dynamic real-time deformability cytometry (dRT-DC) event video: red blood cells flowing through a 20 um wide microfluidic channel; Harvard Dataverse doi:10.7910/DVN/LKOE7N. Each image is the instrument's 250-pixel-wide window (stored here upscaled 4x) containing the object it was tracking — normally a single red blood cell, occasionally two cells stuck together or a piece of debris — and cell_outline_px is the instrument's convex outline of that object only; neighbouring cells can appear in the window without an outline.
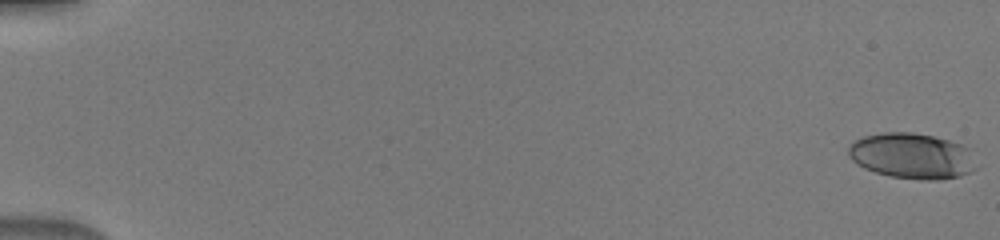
{"species": "human", "species_latin": "Homo sapiens", "temperature_condition": "warm", "stored_images_in_passage": 51, "camera_frame_rate_fps": 3000, "um_per_image_px": 0.085, "donor": {"sex": "male"}, "frame": {"image": 1, "passage_image": 1, "time_ms": 0.0, "image_size_px": [1000, 240], "cell_outline_px": [[976, 168], [960, 176], [940, 180], [920, 180], [888, 176], [864, 168], [856, 164], [848, 156], [848, 144], [864, 136], [884, 132], [912, 132], [932, 136], [948, 140], [976, 148]], "centroid_in_image_um": [77.57, 13.25], "position_along_channel_um": 7.4, "area_um2": 34.74}}
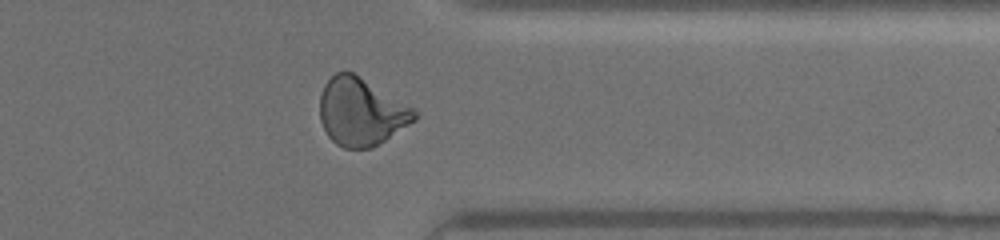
{"frame": {"image": 2, "passage_image": 42, "time_ms": 13.667, "image_size_px": [1000, 240], "cell_outline_px": [[420, 116], [416, 120], [372, 148], [344, 148], [336, 144], [328, 136], [320, 120], [320, 96], [324, 84], [336, 72], [352, 72], [416, 108]], "centroid_in_image_um": [30.72, 9.51], "position_along_channel_um": 380.7, "area_um2": 37.34}}
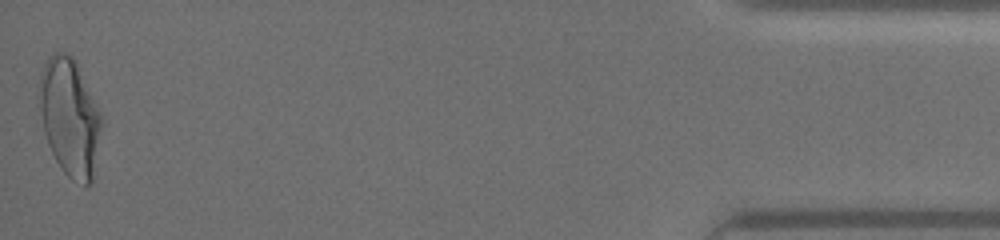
{"frame": {"image": 3, "passage_image": 51, "time_ms": 16.667, "image_size_px": [1000, 240], "cell_outline_px": [[104, 124], [92, 184], [84, 184], [72, 180], [64, 172], [56, 160], [48, 144], [44, 132], [36, 96], [40, 72], [48, 56], [52, 52], [64, 52], [72, 56], [76, 60], [104, 120]], "centroid_in_image_um": [5.93, 9.93], "position_along_channel_um": 429.3, "area_um2": 43.7}}